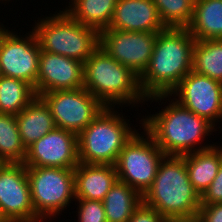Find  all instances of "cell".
Here are the masks:
<instances>
[{
	"label": "cell",
	"mask_w": 222,
	"mask_h": 222,
	"mask_svg": "<svg viewBox=\"0 0 222 222\" xmlns=\"http://www.w3.org/2000/svg\"><path fill=\"white\" fill-rule=\"evenodd\" d=\"M165 28L153 0H117L108 29L152 33Z\"/></svg>",
	"instance_id": "cell-16"
},
{
	"label": "cell",
	"mask_w": 222,
	"mask_h": 222,
	"mask_svg": "<svg viewBox=\"0 0 222 222\" xmlns=\"http://www.w3.org/2000/svg\"><path fill=\"white\" fill-rule=\"evenodd\" d=\"M167 222H203L198 215L188 217V218H174L169 219Z\"/></svg>",
	"instance_id": "cell-31"
},
{
	"label": "cell",
	"mask_w": 222,
	"mask_h": 222,
	"mask_svg": "<svg viewBox=\"0 0 222 222\" xmlns=\"http://www.w3.org/2000/svg\"><path fill=\"white\" fill-rule=\"evenodd\" d=\"M195 39L187 28L166 27L157 33L153 54L139 85L146 98L170 95L193 70Z\"/></svg>",
	"instance_id": "cell-2"
},
{
	"label": "cell",
	"mask_w": 222,
	"mask_h": 222,
	"mask_svg": "<svg viewBox=\"0 0 222 222\" xmlns=\"http://www.w3.org/2000/svg\"><path fill=\"white\" fill-rule=\"evenodd\" d=\"M168 98V99H167ZM163 100V101H162ZM171 100V101H170ZM150 105L154 101L166 105L159 113L140 118L139 124L155 141L166 156H183L214 146L206 139L218 131L210 122L181 106L170 95H155L146 98ZM166 101V102H164ZM145 117V118H144ZM206 141V142H204ZM204 142V144H203ZM209 143V144H208ZM203 144V145H202Z\"/></svg>",
	"instance_id": "cell-1"
},
{
	"label": "cell",
	"mask_w": 222,
	"mask_h": 222,
	"mask_svg": "<svg viewBox=\"0 0 222 222\" xmlns=\"http://www.w3.org/2000/svg\"><path fill=\"white\" fill-rule=\"evenodd\" d=\"M142 202L167 220L198 215L201 197L190 183L182 156H165Z\"/></svg>",
	"instance_id": "cell-4"
},
{
	"label": "cell",
	"mask_w": 222,
	"mask_h": 222,
	"mask_svg": "<svg viewBox=\"0 0 222 222\" xmlns=\"http://www.w3.org/2000/svg\"><path fill=\"white\" fill-rule=\"evenodd\" d=\"M48 105L57 128L79 134L105 106L84 87L41 94Z\"/></svg>",
	"instance_id": "cell-10"
},
{
	"label": "cell",
	"mask_w": 222,
	"mask_h": 222,
	"mask_svg": "<svg viewBox=\"0 0 222 222\" xmlns=\"http://www.w3.org/2000/svg\"><path fill=\"white\" fill-rule=\"evenodd\" d=\"M54 13L41 15L31 27L40 49L84 63L99 47L100 33L75 21L64 9Z\"/></svg>",
	"instance_id": "cell-6"
},
{
	"label": "cell",
	"mask_w": 222,
	"mask_h": 222,
	"mask_svg": "<svg viewBox=\"0 0 222 222\" xmlns=\"http://www.w3.org/2000/svg\"><path fill=\"white\" fill-rule=\"evenodd\" d=\"M0 222H8V220L5 218V216L3 215L1 209H0Z\"/></svg>",
	"instance_id": "cell-32"
},
{
	"label": "cell",
	"mask_w": 222,
	"mask_h": 222,
	"mask_svg": "<svg viewBox=\"0 0 222 222\" xmlns=\"http://www.w3.org/2000/svg\"><path fill=\"white\" fill-rule=\"evenodd\" d=\"M222 203V164L207 190L201 196V205Z\"/></svg>",
	"instance_id": "cell-28"
},
{
	"label": "cell",
	"mask_w": 222,
	"mask_h": 222,
	"mask_svg": "<svg viewBox=\"0 0 222 222\" xmlns=\"http://www.w3.org/2000/svg\"><path fill=\"white\" fill-rule=\"evenodd\" d=\"M102 202L107 222H128L133 211L142 203V196L117 179Z\"/></svg>",
	"instance_id": "cell-22"
},
{
	"label": "cell",
	"mask_w": 222,
	"mask_h": 222,
	"mask_svg": "<svg viewBox=\"0 0 222 222\" xmlns=\"http://www.w3.org/2000/svg\"><path fill=\"white\" fill-rule=\"evenodd\" d=\"M84 88L105 107H142L146 104L139 77L100 46L84 62ZM124 105V106H123Z\"/></svg>",
	"instance_id": "cell-3"
},
{
	"label": "cell",
	"mask_w": 222,
	"mask_h": 222,
	"mask_svg": "<svg viewBox=\"0 0 222 222\" xmlns=\"http://www.w3.org/2000/svg\"><path fill=\"white\" fill-rule=\"evenodd\" d=\"M128 222H167V219L154 208L143 202L133 211Z\"/></svg>",
	"instance_id": "cell-29"
},
{
	"label": "cell",
	"mask_w": 222,
	"mask_h": 222,
	"mask_svg": "<svg viewBox=\"0 0 222 222\" xmlns=\"http://www.w3.org/2000/svg\"><path fill=\"white\" fill-rule=\"evenodd\" d=\"M170 96L184 108L205 118L215 128L217 126L220 131L222 83L192 70L180 81Z\"/></svg>",
	"instance_id": "cell-11"
},
{
	"label": "cell",
	"mask_w": 222,
	"mask_h": 222,
	"mask_svg": "<svg viewBox=\"0 0 222 222\" xmlns=\"http://www.w3.org/2000/svg\"><path fill=\"white\" fill-rule=\"evenodd\" d=\"M117 109L105 107L77 135L79 163L114 165L124 145L142 130L131 127L130 119Z\"/></svg>",
	"instance_id": "cell-5"
},
{
	"label": "cell",
	"mask_w": 222,
	"mask_h": 222,
	"mask_svg": "<svg viewBox=\"0 0 222 222\" xmlns=\"http://www.w3.org/2000/svg\"><path fill=\"white\" fill-rule=\"evenodd\" d=\"M198 216L203 222H222V203L201 205Z\"/></svg>",
	"instance_id": "cell-30"
},
{
	"label": "cell",
	"mask_w": 222,
	"mask_h": 222,
	"mask_svg": "<svg viewBox=\"0 0 222 222\" xmlns=\"http://www.w3.org/2000/svg\"><path fill=\"white\" fill-rule=\"evenodd\" d=\"M0 209L8 222H41L32 205L24 163H0Z\"/></svg>",
	"instance_id": "cell-13"
},
{
	"label": "cell",
	"mask_w": 222,
	"mask_h": 222,
	"mask_svg": "<svg viewBox=\"0 0 222 222\" xmlns=\"http://www.w3.org/2000/svg\"><path fill=\"white\" fill-rule=\"evenodd\" d=\"M187 29L198 41L222 39V0H195Z\"/></svg>",
	"instance_id": "cell-20"
},
{
	"label": "cell",
	"mask_w": 222,
	"mask_h": 222,
	"mask_svg": "<svg viewBox=\"0 0 222 222\" xmlns=\"http://www.w3.org/2000/svg\"><path fill=\"white\" fill-rule=\"evenodd\" d=\"M221 145V146H220ZM185 160L190 183L202 196L218 173L222 164V144L182 156Z\"/></svg>",
	"instance_id": "cell-19"
},
{
	"label": "cell",
	"mask_w": 222,
	"mask_h": 222,
	"mask_svg": "<svg viewBox=\"0 0 222 222\" xmlns=\"http://www.w3.org/2000/svg\"><path fill=\"white\" fill-rule=\"evenodd\" d=\"M15 116L26 149L56 127L48 105L40 96H36Z\"/></svg>",
	"instance_id": "cell-18"
},
{
	"label": "cell",
	"mask_w": 222,
	"mask_h": 222,
	"mask_svg": "<svg viewBox=\"0 0 222 222\" xmlns=\"http://www.w3.org/2000/svg\"><path fill=\"white\" fill-rule=\"evenodd\" d=\"M157 33L105 29L100 32L99 46L140 77L153 54Z\"/></svg>",
	"instance_id": "cell-12"
},
{
	"label": "cell",
	"mask_w": 222,
	"mask_h": 222,
	"mask_svg": "<svg viewBox=\"0 0 222 222\" xmlns=\"http://www.w3.org/2000/svg\"><path fill=\"white\" fill-rule=\"evenodd\" d=\"M165 156L144 129L138 130L124 145L114 164L117 178L143 196L152 186Z\"/></svg>",
	"instance_id": "cell-8"
},
{
	"label": "cell",
	"mask_w": 222,
	"mask_h": 222,
	"mask_svg": "<svg viewBox=\"0 0 222 222\" xmlns=\"http://www.w3.org/2000/svg\"><path fill=\"white\" fill-rule=\"evenodd\" d=\"M26 171L36 217L48 222L63 215L76 199L74 168L26 166Z\"/></svg>",
	"instance_id": "cell-7"
},
{
	"label": "cell",
	"mask_w": 222,
	"mask_h": 222,
	"mask_svg": "<svg viewBox=\"0 0 222 222\" xmlns=\"http://www.w3.org/2000/svg\"><path fill=\"white\" fill-rule=\"evenodd\" d=\"M193 71L222 83V39L195 40Z\"/></svg>",
	"instance_id": "cell-23"
},
{
	"label": "cell",
	"mask_w": 222,
	"mask_h": 222,
	"mask_svg": "<svg viewBox=\"0 0 222 222\" xmlns=\"http://www.w3.org/2000/svg\"><path fill=\"white\" fill-rule=\"evenodd\" d=\"M75 198L103 201L106 193L116 182L114 165L79 163L74 168Z\"/></svg>",
	"instance_id": "cell-17"
},
{
	"label": "cell",
	"mask_w": 222,
	"mask_h": 222,
	"mask_svg": "<svg viewBox=\"0 0 222 222\" xmlns=\"http://www.w3.org/2000/svg\"><path fill=\"white\" fill-rule=\"evenodd\" d=\"M77 222H107L102 201L75 199Z\"/></svg>",
	"instance_id": "cell-27"
},
{
	"label": "cell",
	"mask_w": 222,
	"mask_h": 222,
	"mask_svg": "<svg viewBox=\"0 0 222 222\" xmlns=\"http://www.w3.org/2000/svg\"><path fill=\"white\" fill-rule=\"evenodd\" d=\"M79 164L77 134L55 127L27 148L25 166L75 168Z\"/></svg>",
	"instance_id": "cell-14"
},
{
	"label": "cell",
	"mask_w": 222,
	"mask_h": 222,
	"mask_svg": "<svg viewBox=\"0 0 222 222\" xmlns=\"http://www.w3.org/2000/svg\"><path fill=\"white\" fill-rule=\"evenodd\" d=\"M13 30L6 29L5 25L0 29L2 76L21 79L35 88L39 70L40 44L33 30L24 35L16 32L15 28Z\"/></svg>",
	"instance_id": "cell-9"
},
{
	"label": "cell",
	"mask_w": 222,
	"mask_h": 222,
	"mask_svg": "<svg viewBox=\"0 0 222 222\" xmlns=\"http://www.w3.org/2000/svg\"><path fill=\"white\" fill-rule=\"evenodd\" d=\"M116 4L117 0H70L64 10L75 21L100 33L109 28Z\"/></svg>",
	"instance_id": "cell-21"
},
{
	"label": "cell",
	"mask_w": 222,
	"mask_h": 222,
	"mask_svg": "<svg viewBox=\"0 0 222 222\" xmlns=\"http://www.w3.org/2000/svg\"><path fill=\"white\" fill-rule=\"evenodd\" d=\"M0 1H2V2L6 1L5 3H7V2L9 3L11 0H0Z\"/></svg>",
	"instance_id": "cell-33"
},
{
	"label": "cell",
	"mask_w": 222,
	"mask_h": 222,
	"mask_svg": "<svg viewBox=\"0 0 222 222\" xmlns=\"http://www.w3.org/2000/svg\"><path fill=\"white\" fill-rule=\"evenodd\" d=\"M84 63L74 58L40 51L36 96L57 90H74L83 85Z\"/></svg>",
	"instance_id": "cell-15"
},
{
	"label": "cell",
	"mask_w": 222,
	"mask_h": 222,
	"mask_svg": "<svg viewBox=\"0 0 222 222\" xmlns=\"http://www.w3.org/2000/svg\"><path fill=\"white\" fill-rule=\"evenodd\" d=\"M26 154L16 116L0 113V163H24Z\"/></svg>",
	"instance_id": "cell-25"
},
{
	"label": "cell",
	"mask_w": 222,
	"mask_h": 222,
	"mask_svg": "<svg viewBox=\"0 0 222 222\" xmlns=\"http://www.w3.org/2000/svg\"><path fill=\"white\" fill-rule=\"evenodd\" d=\"M34 88L21 79L0 77V113L19 114L34 98Z\"/></svg>",
	"instance_id": "cell-24"
},
{
	"label": "cell",
	"mask_w": 222,
	"mask_h": 222,
	"mask_svg": "<svg viewBox=\"0 0 222 222\" xmlns=\"http://www.w3.org/2000/svg\"><path fill=\"white\" fill-rule=\"evenodd\" d=\"M195 0H153L165 27L187 28L193 17Z\"/></svg>",
	"instance_id": "cell-26"
}]
</instances>
